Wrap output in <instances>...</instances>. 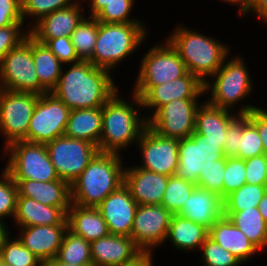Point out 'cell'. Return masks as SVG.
<instances>
[{
    "label": "cell",
    "instance_id": "obj_1",
    "mask_svg": "<svg viewBox=\"0 0 267 266\" xmlns=\"http://www.w3.org/2000/svg\"><path fill=\"white\" fill-rule=\"evenodd\" d=\"M109 72L90 61H79L64 74L61 71L52 93L71 110L102 107L117 92Z\"/></svg>",
    "mask_w": 267,
    "mask_h": 266
},
{
    "label": "cell",
    "instance_id": "obj_2",
    "mask_svg": "<svg viewBox=\"0 0 267 266\" xmlns=\"http://www.w3.org/2000/svg\"><path fill=\"white\" fill-rule=\"evenodd\" d=\"M119 153L99 152L73 181L71 201L81 207L97 208L124 184V168Z\"/></svg>",
    "mask_w": 267,
    "mask_h": 266
},
{
    "label": "cell",
    "instance_id": "obj_3",
    "mask_svg": "<svg viewBox=\"0 0 267 266\" xmlns=\"http://www.w3.org/2000/svg\"><path fill=\"white\" fill-rule=\"evenodd\" d=\"M183 60L186 70L204 83V91L210 88L205 76H214L225 62L228 50L223 43L206 35L178 28L167 40Z\"/></svg>",
    "mask_w": 267,
    "mask_h": 266
},
{
    "label": "cell",
    "instance_id": "obj_4",
    "mask_svg": "<svg viewBox=\"0 0 267 266\" xmlns=\"http://www.w3.org/2000/svg\"><path fill=\"white\" fill-rule=\"evenodd\" d=\"M117 95L116 92L102 106V133L98 146L100 152L118 153L129 143L139 140L148 126V120L138 116L137 109Z\"/></svg>",
    "mask_w": 267,
    "mask_h": 266
},
{
    "label": "cell",
    "instance_id": "obj_5",
    "mask_svg": "<svg viewBox=\"0 0 267 266\" xmlns=\"http://www.w3.org/2000/svg\"><path fill=\"white\" fill-rule=\"evenodd\" d=\"M141 23H102L90 61L95 67L112 69L133 53L143 41L146 30Z\"/></svg>",
    "mask_w": 267,
    "mask_h": 266
},
{
    "label": "cell",
    "instance_id": "obj_6",
    "mask_svg": "<svg viewBox=\"0 0 267 266\" xmlns=\"http://www.w3.org/2000/svg\"><path fill=\"white\" fill-rule=\"evenodd\" d=\"M0 79V88L4 90L38 95L48 93L36 73L30 34L3 57L0 62Z\"/></svg>",
    "mask_w": 267,
    "mask_h": 266
},
{
    "label": "cell",
    "instance_id": "obj_7",
    "mask_svg": "<svg viewBox=\"0 0 267 266\" xmlns=\"http://www.w3.org/2000/svg\"><path fill=\"white\" fill-rule=\"evenodd\" d=\"M5 148L11 155L5 171L13 180L48 182L59 179L45 144L16 141Z\"/></svg>",
    "mask_w": 267,
    "mask_h": 266
},
{
    "label": "cell",
    "instance_id": "obj_8",
    "mask_svg": "<svg viewBox=\"0 0 267 266\" xmlns=\"http://www.w3.org/2000/svg\"><path fill=\"white\" fill-rule=\"evenodd\" d=\"M71 109L52 92L39 95L27 130V142L47 144L63 136Z\"/></svg>",
    "mask_w": 267,
    "mask_h": 266
},
{
    "label": "cell",
    "instance_id": "obj_9",
    "mask_svg": "<svg viewBox=\"0 0 267 266\" xmlns=\"http://www.w3.org/2000/svg\"><path fill=\"white\" fill-rule=\"evenodd\" d=\"M58 177L70 185L100 152L98 146L65 135L45 144Z\"/></svg>",
    "mask_w": 267,
    "mask_h": 266
},
{
    "label": "cell",
    "instance_id": "obj_10",
    "mask_svg": "<svg viewBox=\"0 0 267 266\" xmlns=\"http://www.w3.org/2000/svg\"><path fill=\"white\" fill-rule=\"evenodd\" d=\"M225 141L207 140V137L196 133L190 137L179 139L178 169L176 175L197 185L200 171L213 161L222 159Z\"/></svg>",
    "mask_w": 267,
    "mask_h": 266
},
{
    "label": "cell",
    "instance_id": "obj_11",
    "mask_svg": "<svg viewBox=\"0 0 267 266\" xmlns=\"http://www.w3.org/2000/svg\"><path fill=\"white\" fill-rule=\"evenodd\" d=\"M38 94L14 92L0 88V130L6 146L16 141H27V130Z\"/></svg>",
    "mask_w": 267,
    "mask_h": 266
},
{
    "label": "cell",
    "instance_id": "obj_12",
    "mask_svg": "<svg viewBox=\"0 0 267 266\" xmlns=\"http://www.w3.org/2000/svg\"><path fill=\"white\" fill-rule=\"evenodd\" d=\"M198 107L196 99L173 100L152 113L150 118L147 117L148 127L166 138L190 137L195 131Z\"/></svg>",
    "mask_w": 267,
    "mask_h": 266
},
{
    "label": "cell",
    "instance_id": "obj_13",
    "mask_svg": "<svg viewBox=\"0 0 267 266\" xmlns=\"http://www.w3.org/2000/svg\"><path fill=\"white\" fill-rule=\"evenodd\" d=\"M216 80L211 90V99L206 101L221 109L229 110L237 102L249 95L252 85L247 68L242 59L228 61L215 72Z\"/></svg>",
    "mask_w": 267,
    "mask_h": 266
},
{
    "label": "cell",
    "instance_id": "obj_14",
    "mask_svg": "<svg viewBox=\"0 0 267 266\" xmlns=\"http://www.w3.org/2000/svg\"><path fill=\"white\" fill-rule=\"evenodd\" d=\"M133 93L137 106L155 108L178 99H196L205 93L204 83L192 73L156 86H135Z\"/></svg>",
    "mask_w": 267,
    "mask_h": 266
},
{
    "label": "cell",
    "instance_id": "obj_15",
    "mask_svg": "<svg viewBox=\"0 0 267 266\" xmlns=\"http://www.w3.org/2000/svg\"><path fill=\"white\" fill-rule=\"evenodd\" d=\"M167 45L151 48L142 59L136 86H156L184 76L185 64L177 51Z\"/></svg>",
    "mask_w": 267,
    "mask_h": 266
},
{
    "label": "cell",
    "instance_id": "obj_16",
    "mask_svg": "<svg viewBox=\"0 0 267 266\" xmlns=\"http://www.w3.org/2000/svg\"><path fill=\"white\" fill-rule=\"evenodd\" d=\"M138 144L144 162L138 167L166 176L176 175L179 165V139L162 137L147 126Z\"/></svg>",
    "mask_w": 267,
    "mask_h": 266
},
{
    "label": "cell",
    "instance_id": "obj_17",
    "mask_svg": "<svg viewBox=\"0 0 267 266\" xmlns=\"http://www.w3.org/2000/svg\"><path fill=\"white\" fill-rule=\"evenodd\" d=\"M172 216L163 205H138L131 230L135 245L141 251H150L164 242Z\"/></svg>",
    "mask_w": 267,
    "mask_h": 266
},
{
    "label": "cell",
    "instance_id": "obj_18",
    "mask_svg": "<svg viewBox=\"0 0 267 266\" xmlns=\"http://www.w3.org/2000/svg\"><path fill=\"white\" fill-rule=\"evenodd\" d=\"M138 204L123 184L110 193L97 207L108 226L110 234L131 237Z\"/></svg>",
    "mask_w": 267,
    "mask_h": 266
},
{
    "label": "cell",
    "instance_id": "obj_19",
    "mask_svg": "<svg viewBox=\"0 0 267 266\" xmlns=\"http://www.w3.org/2000/svg\"><path fill=\"white\" fill-rule=\"evenodd\" d=\"M169 176L140 167L124 170V185L138 205H161Z\"/></svg>",
    "mask_w": 267,
    "mask_h": 266
},
{
    "label": "cell",
    "instance_id": "obj_20",
    "mask_svg": "<svg viewBox=\"0 0 267 266\" xmlns=\"http://www.w3.org/2000/svg\"><path fill=\"white\" fill-rule=\"evenodd\" d=\"M78 3L56 10L42 17L30 29L29 34L38 42L46 44L50 39L59 37L70 38L78 24L83 20Z\"/></svg>",
    "mask_w": 267,
    "mask_h": 266
},
{
    "label": "cell",
    "instance_id": "obj_21",
    "mask_svg": "<svg viewBox=\"0 0 267 266\" xmlns=\"http://www.w3.org/2000/svg\"><path fill=\"white\" fill-rule=\"evenodd\" d=\"M178 215L210 229L224 216V199L217 193L196 187Z\"/></svg>",
    "mask_w": 267,
    "mask_h": 266
},
{
    "label": "cell",
    "instance_id": "obj_22",
    "mask_svg": "<svg viewBox=\"0 0 267 266\" xmlns=\"http://www.w3.org/2000/svg\"><path fill=\"white\" fill-rule=\"evenodd\" d=\"M68 225H38L21 227L19 240L41 261L55 258Z\"/></svg>",
    "mask_w": 267,
    "mask_h": 266
},
{
    "label": "cell",
    "instance_id": "obj_23",
    "mask_svg": "<svg viewBox=\"0 0 267 266\" xmlns=\"http://www.w3.org/2000/svg\"><path fill=\"white\" fill-rule=\"evenodd\" d=\"M18 197H29L53 207H59L66 215L72 204L70 184L60 178L43 182L36 180H14Z\"/></svg>",
    "mask_w": 267,
    "mask_h": 266
},
{
    "label": "cell",
    "instance_id": "obj_24",
    "mask_svg": "<svg viewBox=\"0 0 267 266\" xmlns=\"http://www.w3.org/2000/svg\"><path fill=\"white\" fill-rule=\"evenodd\" d=\"M93 266H120L141 250L129 236L109 234L90 243Z\"/></svg>",
    "mask_w": 267,
    "mask_h": 266
},
{
    "label": "cell",
    "instance_id": "obj_25",
    "mask_svg": "<svg viewBox=\"0 0 267 266\" xmlns=\"http://www.w3.org/2000/svg\"><path fill=\"white\" fill-rule=\"evenodd\" d=\"M208 236L231 252L241 263L259 250L226 216L216 221L209 229Z\"/></svg>",
    "mask_w": 267,
    "mask_h": 266
},
{
    "label": "cell",
    "instance_id": "obj_26",
    "mask_svg": "<svg viewBox=\"0 0 267 266\" xmlns=\"http://www.w3.org/2000/svg\"><path fill=\"white\" fill-rule=\"evenodd\" d=\"M14 218L20 227L68 225L67 215L59 207L47 206L29 197H17Z\"/></svg>",
    "mask_w": 267,
    "mask_h": 266
},
{
    "label": "cell",
    "instance_id": "obj_27",
    "mask_svg": "<svg viewBox=\"0 0 267 266\" xmlns=\"http://www.w3.org/2000/svg\"><path fill=\"white\" fill-rule=\"evenodd\" d=\"M67 221L71 232L90 243L110 234L98 208L81 207L72 203L67 212Z\"/></svg>",
    "mask_w": 267,
    "mask_h": 266
},
{
    "label": "cell",
    "instance_id": "obj_28",
    "mask_svg": "<svg viewBox=\"0 0 267 266\" xmlns=\"http://www.w3.org/2000/svg\"><path fill=\"white\" fill-rule=\"evenodd\" d=\"M102 107L90 109H73L65 129V136L79 139L99 146L102 133Z\"/></svg>",
    "mask_w": 267,
    "mask_h": 266
},
{
    "label": "cell",
    "instance_id": "obj_29",
    "mask_svg": "<svg viewBox=\"0 0 267 266\" xmlns=\"http://www.w3.org/2000/svg\"><path fill=\"white\" fill-rule=\"evenodd\" d=\"M235 117L229 110L205 102L197 109L195 132L207 137V140L226 141L228 127Z\"/></svg>",
    "mask_w": 267,
    "mask_h": 266
},
{
    "label": "cell",
    "instance_id": "obj_30",
    "mask_svg": "<svg viewBox=\"0 0 267 266\" xmlns=\"http://www.w3.org/2000/svg\"><path fill=\"white\" fill-rule=\"evenodd\" d=\"M209 235V229L191 220L173 214L166 240L170 239L176 248L192 250L201 247Z\"/></svg>",
    "mask_w": 267,
    "mask_h": 266
},
{
    "label": "cell",
    "instance_id": "obj_31",
    "mask_svg": "<svg viewBox=\"0 0 267 266\" xmlns=\"http://www.w3.org/2000/svg\"><path fill=\"white\" fill-rule=\"evenodd\" d=\"M224 216L259 249L267 245V223L257 207L243 211H224Z\"/></svg>",
    "mask_w": 267,
    "mask_h": 266
},
{
    "label": "cell",
    "instance_id": "obj_32",
    "mask_svg": "<svg viewBox=\"0 0 267 266\" xmlns=\"http://www.w3.org/2000/svg\"><path fill=\"white\" fill-rule=\"evenodd\" d=\"M32 56L40 84L51 92L58 84L62 63L46 44L32 37Z\"/></svg>",
    "mask_w": 267,
    "mask_h": 266
},
{
    "label": "cell",
    "instance_id": "obj_33",
    "mask_svg": "<svg viewBox=\"0 0 267 266\" xmlns=\"http://www.w3.org/2000/svg\"><path fill=\"white\" fill-rule=\"evenodd\" d=\"M56 258L66 264L93 266L90 242L69 229L64 235Z\"/></svg>",
    "mask_w": 267,
    "mask_h": 266
},
{
    "label": "cell",
    "instance_id": "obj_34",
    "mask_svg": "<svg viewBox=\"0 0 267 266\" xmlns=\"http://www.w3.org/2000/svg\"><path fill=\"white\" fill-rule=\"evenodd\" d=\"M98 25L99 21L95 17L89 16V20L84 17L70 37L81 61H88L93 54L98 35Z\"/></svg>",
    "mask_w": 267,
    "mask_h": 266
},
{
    "label": "cell",
    "instance_id": "obj_35",
    "mask_svg": "<svg viewBox=\"0 0 267 266\" xmlns=\"http://www.w3.org/2000/svg\"><path fill=\"white\" fill-rule=\"evenodd\" d=\"M266 192V185L244 184L224 199V211H243L255 208Z\"/></svg>",
    "mask_w": 267,
    "mask_h": 266
},
{
    "label": "cell",
    "instance_id": "obj_36",
    "mask_svg": "<svg viewBox=\"0 0 267 266\" xmlns=\"http://www.w3.org/2000/svg\"><path fill=\"white\" fill-rule=\"evenodd\" d=\"M196 187V184L186 181L177 175L169 176L161 205L166 207L172 214H178Z\"/></svg>",
    "mask_w": 267,
    "mask_h": 266
},
{
    "label": "cell",
    "instance_id": "obj_37",
    "mask_svg": "<svg viewBox=\"0 0 267 266\" xmlns=\"http://www.w3.org/2000/svg\"><path fill=\"white\" fill-rule=\"evenodd\" d=\"M0 253L3 261L10 266H41V260L30 252L19 239L3 238Z\"/></svg>",
    "mask_w": 267,
    "mask_h": 266
},
{
    "label": "cell",
    "instance_id": "obj_38",
    "mask_svg": "<svg viewBox=\"0 0 267 266\" xmlns=\"http://www.w3.org/2000/svg\"><path fill=\"white\" fill-rule=\"evenodd\" d=\"M245 160L227 157L223 178V199L246 184Z\"/></svg>",
    "mask_w": 267,
    "mask_h": 266
},
{
    "label": "cell",
    "instance_id": "obj_39",
    "mask_svg": "<svg viewBox=\"0 0 267 266\" xmlns=\"http://www.w3.org/2000/svg\"><path fill=\"white\" fill-rule=\"evenodd\" d=\"M226 158L213 161L203 171H200L197 187L217 193L223 198V178Z\"/></svg>",
    "mask_w": 267,
    "mask_h": 266
},
{
    "label": "cell",
    "instance_id": "obj_40",
    "mask_svg": "<svg viewBox=\"0 0 267 266\" xmlns=\"http://www.w3.org/2000/svg\"><path fill=\"white\" fill-rule=\"evenodd\" d=\"M134 0H112L95 16L102 23H140L128 17Z\"/></svg>",
    "mask_w": 267,
    "mask_h": 266
},
{
    "label": "cell",
    "instance_id": "obj_41",
    "mask_svg": "<svg viewBox=\"0 0 267 266\" xmlns=\"http://www.w3.org/2000/svg\"><path fill=\"white\" fill-rule=\"evenodd\" d=\"M203 260L206 266H236L241 264L237 257L222 248L209 236L201 246Z\"/></svg>",
    "mask_w": 267,
    "mask_h": 266
},
{
    "label": "cell",
    "instance_id": "obj_42",
    "mask_svg": "<svg viewBox=\"0 0 267 266\" xmlns=\"http://www.w3.org/2000/svg\"><path fill=\"white\" fill-rule=\"evenodd\" d=\"M264 154L262 140L256 126L249 120L240 135L237 158L249 159Z\"/></svg>",
    "mask_w": 267,
    "mask_h": 266
},
{
    "label": "cell",
    "instance_id": "obj_43",
    "mask_svg": "<svg viewBox=\"0 0 267 266\" xmlns=\"http://www.w3.org/2000/svg\"><path fill=\"white\" fill-rule=\"evenodd\" d=\"M22 16L31 15L37 17L38 22L42 17L56 10L65 9L73 4L71 0H21Z\"/></svg>",
    "mask_w": 267,
    "mask_h": 266
},
{
    "label": "cell",
    "instance_id": "obj_44",
    "mask_svg": "<svg viewBox=\"0 0 267 266\" xmlns=\"http://www.w3.org/2000/svg\"><path fill=\"white\" fill-rule=\"evenodd\" d=\"M3 179L0 180V220L9 215L15 216L18 188L15 181L4 170Z\"/></svg>",
    "mask_w": 267,
    "mask_h": 266
},
{
    "label": "cell",
    "instance_id": "obj_45",
    "mask_svg": "<svg viewBox=\"0 0 267 266\" xmlns=\"http://www.w3.org/2000/svg\"><path fill=\"white\" fill-rule=\"evenodd\" d=\"M249 121L247 114H238L227 130L224 153L226 157H237L240 135H243V127Z\"/></svg>",
    "mask_w": 267,
    "mask_h": 266
},
{
    "label": "cell",
    "instance_id": "obj_46",
    "mask_svg": "<svg viewBox=\"0 0 267 266\" xmlns=\"http://www.w3.org/2000/svg\"><path fill=\"white\" fill-rule=\"evenodd\" d=\"M23 23H14L10 26L0 27V62L3 57L13 48L23 42L29 34H20Z\"/></svg>",
    "mask_w": 267,
    "mask_h": 266
},
{
    "label": "cell",
    "instance_id": "obj_47",
    "mask_svg": "<svg viewBox=\"0 0 267 266\" xmlns=\"http://www.w3.org/2000/svg\"><path fill=\"white\" fill-rule=\"evenodd\" d=\"M46 46L62 64L81 61L76 54L71 38L65 36L53 38L46 43Z\"/></svg>",
    "mask_w": 267,
    "mask_h": 266
},
{
    "label": "cell",
    "instance_id": "obj_48",
    "mask_svg": "<svg viewBox=\"0 0 267 266\" xmlns=\"http://www.w3.org/2000/svg\"><path fill=\"white\" fill-rule=\"evenodd\" d=\"M246 184L265 185L266 155L262 154L245 160Z\"/></svg>",
    "mask_w": 267,
    "mask_h": 266
},
{
    "label": "cell",
    "instance_id": "obj_49",
    "mask_svg": "<svg viewBox=\"0 0 267 266\" xmlns=\"http://www.w3.org/2000/svg\"><path fill=\"white\" fill-rule=\"evenodd\" d=\"M238 114H247L249 120L256 126L262 140L263 152L267 155V111L255 106H243Z\"/></svg>",
    "mask_w": 267,
    "mask_h": 266
},
{
    "label": "cell",
    "instance_id": "obj_50",
    "mask_svg": "<svg viewBox=\"0 0 267 266\" xmlns=\"http://www.w3.org/2000/svg\"><path fill=\"white\" fill-rule=\"evenodd\" d=\"M24 23L21 0H0V27Z\"/></svg>",
    "mask_w": 267,
    "mask_h": 266
},
{
    "label": "cell",
    "instance_id": "obj_51",
    "mask_svg": "<svg viewBox=\"0 0 267 266\" xmlns=\"http://www.w3.org/2000/svg\"><path fill=\"white\" fill-rule=\"evenodd\" d=\"M151 254V251H141L132 260L125 262L120 266H152Z\"/></svg>",
    "mask_w": 267,
    "mask_h": 266
},
{
    "label": "cell",
    "instance_id": "obj_52",
    "mask_svg": "<svg viewBox=\"0 0 267 266\" xmlns=\"http://www.w3.org/2000/svg\"><path fill=\"white\" fill-rule=\"evenodd\" d=\"M253 10L259 18L267 20V0H256L249 8V11Z\"/></svg>",
    "mask_w": 267,
    "mask_h": 266
},
{
    "label": "cell",
    "instance_id": "obj_53",
    "mask_svg": "<svg viewBox=\"0 0 267 266\" xmlns=\"http://www.w3.org/2000/svg\"><path fill=\"white\" fill-rule=\"evenodd\" d=\"M110 1L112 0H91V5H88L92 11L90 16L95 17Z\"/></svg>",
    "mask_w": 267,
    "mask_h": 266
},
{
    "label": "cell",
    "instance_id": "obj_54",
    "mask_svg": "<svg viewBox=\"0 0 267 266\" xmlns=\"http://www.w3.org/2000/svg\"><path fill=\"white\" fill-rule=\"evenodd\" d=\"M257 208L259 209V212L263 216L264 221L267 223V192L259 202Z\"/></svg>",
    "mask_w": 267,
    "mask_h": 266
},
{
    "label": "cell",
    "instance_id": "obj_55",
    "mask_svg": "<svg viewBox=\"0 0 267 266\" xmlns=\"http://www.w3.org/2000/svg\"><path fill=\"white\" fill-rule=\"evenodd\" d=\"M41 266H78L73 264H66L58 260L56 257L48 260L41 261Z\"/></svg>",
    "mask_w": 267,
    "mask_h": 266
},
{
    "label": "cell",
    "instance_id": "obj_56",
    "mask_svg": "<svg viewBox=\"0 0 267 266\" xmlns=\"http://www.w3.org/2000/svg\"><path fill=\"white\" fill-rule=\"evenodd\" d=\"M225 2H230V3H239L240 4V15H245L247 13H249V6L246 0H223Z\"/></svg>",
    "mask_w": 267,
    "mask_h": 266
},
{
    "label": "cell",
    "instance_id": "obj_57",
    "mask_svg": "<svg viewBox=\"0 0 267 266\" xmlns=\"http://www.w3.org/2000/svg\"><path fill=\"white\" fill-rule=\"evenodd\" d=\"M8 234V230H6V226L2 220H0V246L3 238Z\"/></svg>",
    "mask_w": 267,
    "mask_h": 266
},
{
    "label": "cell",
    "instance_id": "obj_58",
    "mask_svg": "<svg viewBox=\"0 0 267 266\" xmlns=\"http://www.w3.org/2000/svg\"><path fill=\"white\" fill-rule=\"evenodd\" d=\"M248 3V6L250 7L256 0H246Z\"/></svg>",
    "mask_w": 267,
    "mask_h": 266
},
{
    "label": "cell",
    "instance_id": "obj_59",
    "mask_svg": "<svg viewBox=\"0 0 267 266\" xmlns=\"http://www.w3.org/2000/svg\"><path fill=\"white\" fill-rule=\"evenodd\" d=\"M266 180H265V185H266V187H267V155H266Z\"/></svg>",
    "mask_w": 267,
    "mask_h": 266
},
{
    "label": "cell",
    "instance_id": "obj_60",
    "mask_svg": "<svg viewBox=\"0 0 267 266\" xmlns=\"http://www.w3.org/2000/svg\"><path fill=\"white\" fill-rule=\"evenodd\" d=\"M2 262H3V258H2V255L0 253V266H1Z\"/></svg>",
    "mask_w": 267,
    "mask_h": 266
},
{
    "label": "cell",
    "instance_id": "obj_61",
    "mask_svg": "<svg viewBox=\"0 0 267 266\" xmlns=\"http://www.w3.org/2000/svg\"><path fill=\"white\" fill-rule=\"evenodd\" d=\"M1 266H10L9 264L5 263L4 261L2 262Z\"/></svg>",
    "mask_w": 267,
    "mask_h": 266
}]
</instances>
